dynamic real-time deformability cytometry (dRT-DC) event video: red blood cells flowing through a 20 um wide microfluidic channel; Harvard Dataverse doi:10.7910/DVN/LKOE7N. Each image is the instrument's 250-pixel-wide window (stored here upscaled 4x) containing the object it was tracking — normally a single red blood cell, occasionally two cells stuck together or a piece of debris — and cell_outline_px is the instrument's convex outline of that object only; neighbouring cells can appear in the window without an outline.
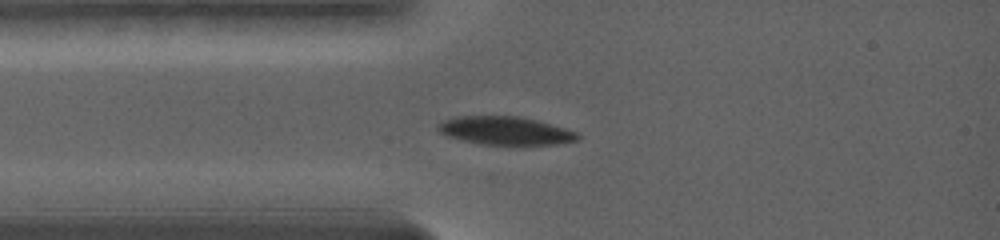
{"species": "common noctule bat (a hibernating species)", "species_latin": "Nyctalus noctula", "temperature_condition": "warm", "stored_images_in_passage": 19, "camera_frame_rate_fps": 5000, "um_per_image_px": 0.085, "animal": {"sex": "female", "body_mass_g": 19.0, "forearm_length_mm": 56.7}, "frame": {"image": 1, "passage_image": 1, "time_ms": 0.0, "image_size_px": [1000, 240], "cell_outline_px": [[580, 140], [556, 144], [516, 148], [480, 144], [448, 136], [440, 132], [436, 128], [444, 120], [460, 116], [516, 116], [536, 120], [564, 128], [576, 132], [580, 136]], "centroid_in_image_um": [43.02, 11.16], "position_along_channel_um": 42.0, "area_um2": 23.64}}
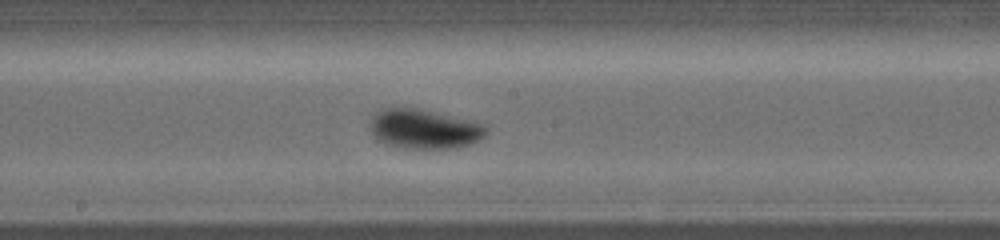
{"frame": {"image": 2, "passage_image": 10, "time_ms": 4.8, "image_size_px": [1000, 240], "cell_outline_px": [[488, 128], [484, 136], [480, 140], [456, 148], [408, 148], [388, 144], [380, 140], [372, 132], [372, 120], [376, 112], [384, 108], [416, 108], [484, 124]], "centroid_in_image_um": [36.09, 10.97], "position_along_channel_um": 212.1, "area_um2": 25.95}}
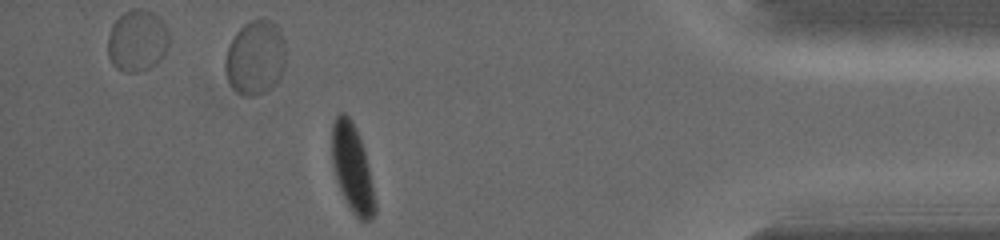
{"frame": {"image": 3, "passage_image": 19, "time_ms": 11.4, "image_size_px": [1000, 240], "cell_outline_px": [[376, 212], [368, 220], [360, 220], [348, 208], [336, 180], [332, 164], [332, 124], [336, 116], [340, 112], [344, 112], [352, 120], [360, 136], [364, 148], [376, 200]], "centroid_in_image_um": [29.94, 14.29], "position_along_channel_um": 405.3, "area_um2": 22.25}, "authors_computed_cell_mechanics": {"area_um2": 24.9696, "velocity_mm_per_s": 3.5876, "shape_relaxation_time_tau1_ms": 2.4771, "shape_relaxation_time_tau2_ms": null, "deformation_change_tau1": 0.1295, "deformation_change_tau2": null}}